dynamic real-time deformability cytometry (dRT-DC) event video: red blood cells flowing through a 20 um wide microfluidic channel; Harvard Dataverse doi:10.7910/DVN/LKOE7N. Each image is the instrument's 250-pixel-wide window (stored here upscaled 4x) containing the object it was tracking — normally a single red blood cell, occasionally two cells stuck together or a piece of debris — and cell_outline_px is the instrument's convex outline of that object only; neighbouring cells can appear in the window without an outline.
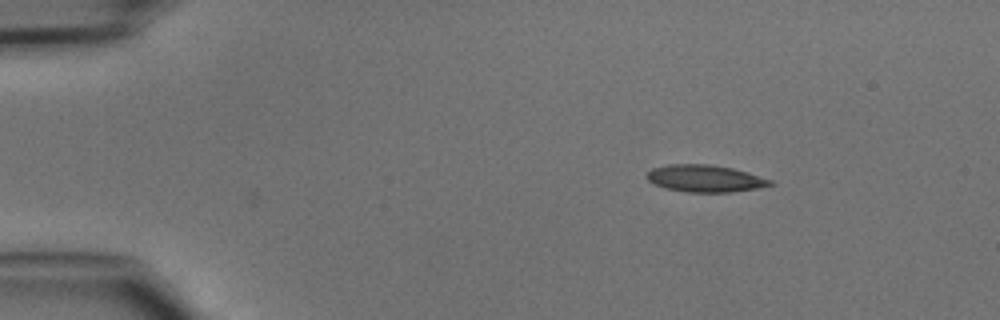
{"species": "common noctule bat (a hibernating species)", "species_latin": "Nyctalus noctula", "temperature_condition": "cold", "stored_images_in_passage": 37, "camera_frame_rate_fps": 3000, "um_per_image_px": 0.085, "animal": {"sex": "male", "body_mass_g": 15.6}, "frame": {"image": 1, "passage_image": 1, "time_ms": 0.0, "image_size_px": [1000, 320], "cell_outline_px": [[776, 184], [756, 188], [732, 192], [688, 192], [664, 188], [652, 184], [644, 176], [652, 168], [668, 164], [708, 164], [732, 168], [748, 172], [772, 180]], "centroid_in_image_um": [59.9, 15.17], "position_along_channel_um": 25.1, "area_um2": 19.59}}
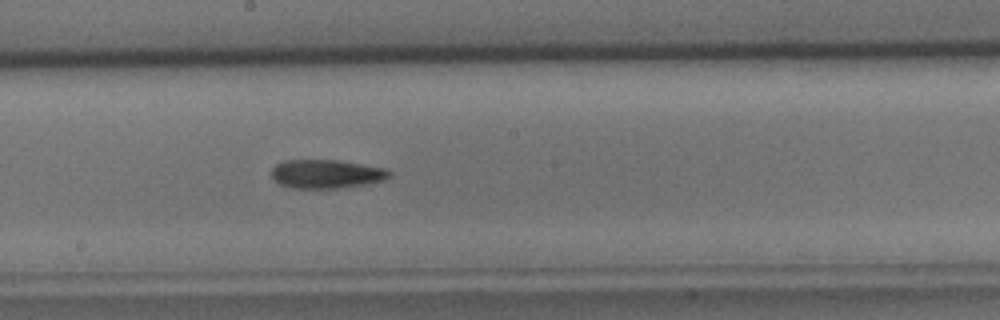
{"frame": {"image": 2, "passage_image": 20, "time_ms": 6.333, "image_size_px": [1000, 320], "cell_outline_px": [[392, 172], [384, 180], [364, 184], [336, 188], [292, 188], [280, 184], [272, 176], [272, 168], [276, 164], [284, 160], [336, 160], [384, 168]], "centroid_in_image_um": [27.71, 14.78], "position_along_channel_um": 220.5, "area_um2": 19.42}}
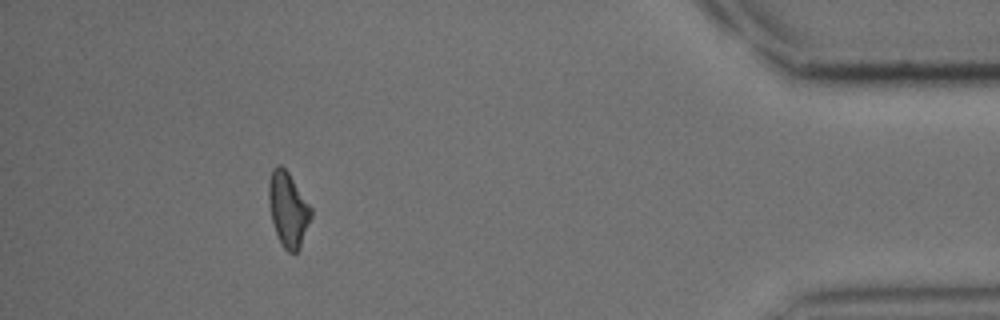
{"frame": {"image": 3, "passage_image": 37, "time_ms": 12.0, "image_size_px": [1000, 320], "cell_outline_px": [[312, 216], [300, 248], [296, 252], [288, 252], [280, 244], [276, 236], [272, 220], [268, 200], [268, 184], [272, 168], [276, 164], [280, 164], [288, 172], [312, 208]], "centroid_in_image_um": [24.48, 17.8], "position_along_channel_um": 410.7, "area_um2": 18.55}}